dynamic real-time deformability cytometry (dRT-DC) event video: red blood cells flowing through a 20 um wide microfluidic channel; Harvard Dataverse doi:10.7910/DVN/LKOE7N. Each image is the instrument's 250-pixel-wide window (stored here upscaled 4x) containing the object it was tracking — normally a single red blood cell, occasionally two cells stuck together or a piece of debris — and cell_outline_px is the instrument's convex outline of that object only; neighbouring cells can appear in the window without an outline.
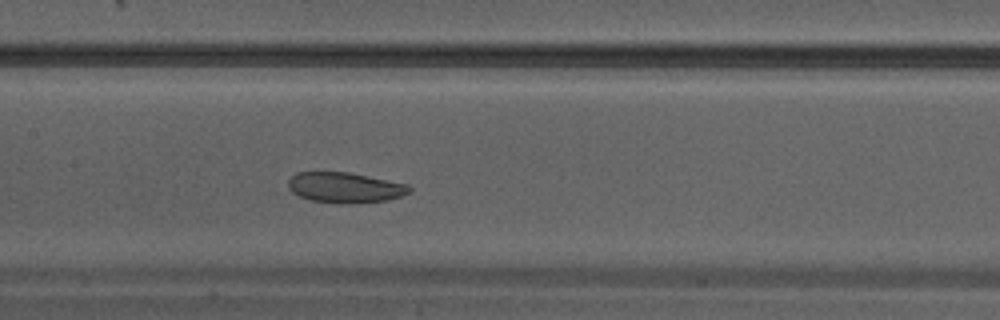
{"species": "Egyptian fruit bat (a non-hibernating species)", "species_latin": "Rousettus aegyptiacus", "temperature_condition": "warm", "stored_images_in_passage": 27, "camera_frame_rate_fps": 3000, "um_per_image_px": 0.085, "animal": {"sex": "male"}, "frame": {"image": 1, "passage_image": 8, "time_ms": 2.333, "image_size_px": [1000, 320], "cell_outline_px": [[412, 188], [408, 192], [400, 196], [388, 200], [344, 204], [340, 204], [308, 200], [292, 192], [288, 188], [288, 180], [296, 172], [348, 172], [408, 184]], "centroid_in_image_um": [29.29, 15.94], "position_along_channel_um": 178.1, "area_um2": 21.5}}
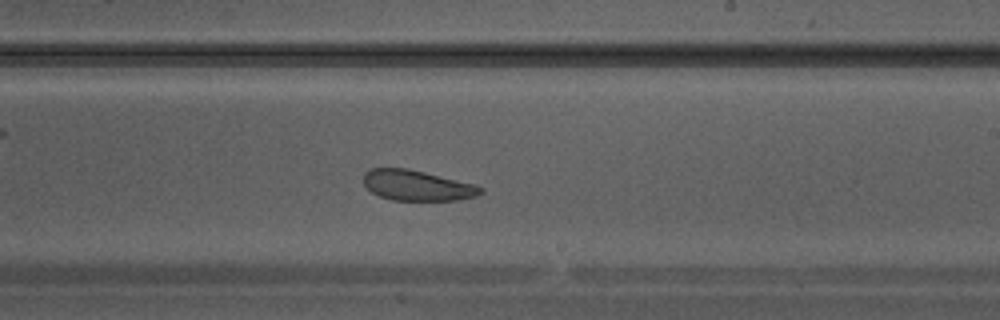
{"frame": {"image": 2, "passage_image": 12, "time_ms": 3.667, "image_size_px": [1000, 320], "cell_outline_px": [[484, 192], [476, 196], [460, 200], [392, 200], [380, 196], [372, 192], [364, 184], [364, 172], [368, 168], [408, 168], [476, 184], [484, 188]], "centroid_in_image_um": [35.48, 15.76], "position_along_channel_um": 253.5, "area_um2": 20.92}}